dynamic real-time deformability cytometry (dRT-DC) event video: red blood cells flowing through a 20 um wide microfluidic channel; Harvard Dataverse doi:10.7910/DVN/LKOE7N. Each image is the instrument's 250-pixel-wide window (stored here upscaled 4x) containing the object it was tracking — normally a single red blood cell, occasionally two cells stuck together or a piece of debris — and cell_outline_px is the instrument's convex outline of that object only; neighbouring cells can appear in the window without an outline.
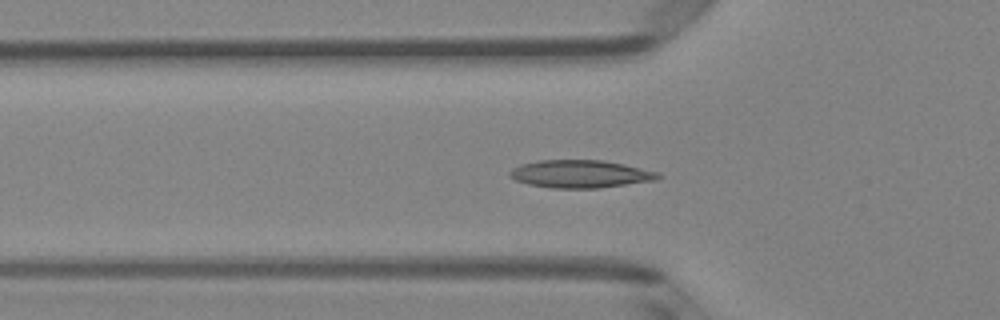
{"species": "Egyptian fruit bat (a non-hibernating species)", "species_latin": "Rousettus aegyptiacus", "temperature_condition": "room temperature", "stored_images_in_passage": 52, "camera_frame_rate_fps": 3000, "um_per_image_px": 0.085, "animal": {"sex": "female"}, "frame": {"image": 1, "passage_image": 17, "time_ms": 5.333, "image_size_px": [1000, 320], "cell_outline_px": [[664, 176], [656, 180], [600, 188], [552, 188], [528, 184], [516, 180], [508, 176], [508, 172], [512, 168], [520, 164], [540, 160], [604, 160], [624, 164], [660, 172]], "centroid_in_image_um": [49.35, 14.78], "position_along_channel_um": 76.5, "area_um2": 24.22}}
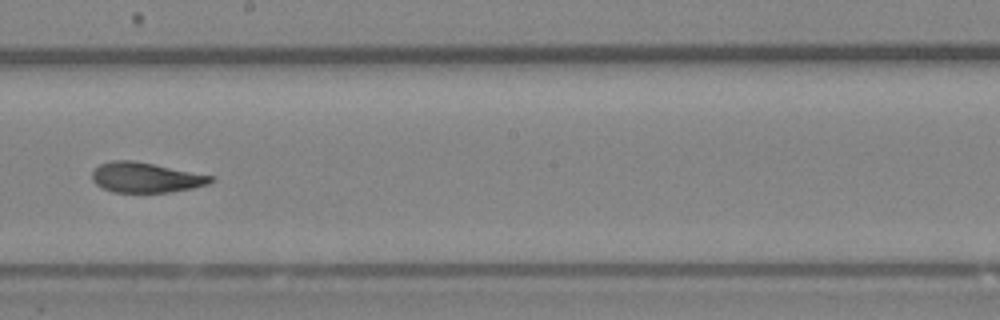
{"frame": {"image": 2, "passage_image": 29, "time_ms": 9.333, "image_size_px": [1000, 320], "cell_outline_px": [[212, 180], [208, 184], [192, 188], [168, 192], [112, 192], [96, 184], [92, 180], [92, 172], [100, 164], [112, 160], [132, 160], [212, 176]], "centroid_in_image_um": [12.33, 15.09], "position_along_channel_um": 235.9, "area_um2": 20.4}}
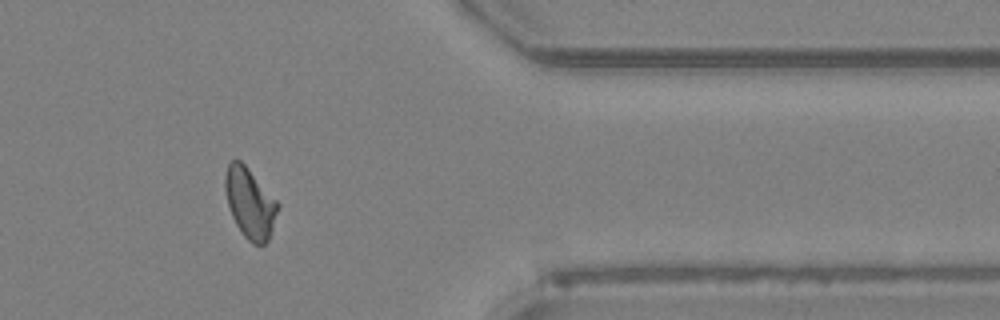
{"frame": {"image": 3, "passage_image": 42, "time_ms": 13.667, "image_size_px": [1000, 320], "cell_outline_px": [[280, 204], [268, 240], [264, 244], [252, 244], [244, 236], [236, 224], [232, 216], [228, 204], [224, 188], [224, 176], [228, 164], [232, 160], [240, 160], [248, 168]], "centroid_in_image_um": [21.23, 17.25], "position_along_channel_um": 390.2, "area_um2": 21.33}, "authors_computed_cell_mechanics": {"area_um2": 21.9062, "velocity_mm_per_s": 3.9937, "shape_relaxation_time_tau1_ms": 4.8016, "shape_relaxation_time_tau2_ms": 1.5271, "deformation_change_tau1": 0.1508, "deformation_change_tau2": 0.0705}}